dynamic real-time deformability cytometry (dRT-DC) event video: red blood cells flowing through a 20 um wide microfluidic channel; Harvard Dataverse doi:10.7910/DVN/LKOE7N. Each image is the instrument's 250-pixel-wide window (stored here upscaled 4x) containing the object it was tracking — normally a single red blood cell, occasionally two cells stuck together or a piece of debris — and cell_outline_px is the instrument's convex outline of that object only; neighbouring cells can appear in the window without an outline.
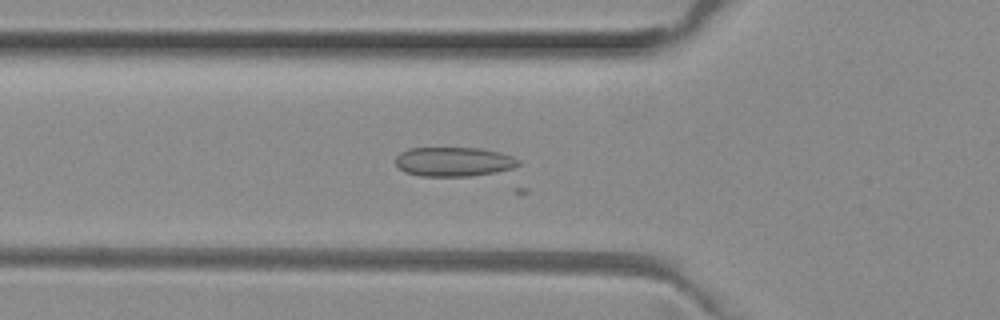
{"species": "common noctule bat (a hibernating species)", "species_latin": "Nyctalus noctula", "temperature_condition": "room temperature", "stored_images_in_passage": 30, "camera_frame_rate_fps": 3000, "um_per_image_px": 0.085, "animal": {"sex": "female", "body_mass_g": 29.2, "forearm_length_mm": 56.3}, "frame": {"image": 1, "passage_image": 18, "time_ms": 5.667, "image_size_px": [1000, 320], "cell_outline_px": [[520, 164], [512, 168], [496, 172], [468, 176], [420, 176], [404, 172], [396, 164], [396, 156], [400, 152], [408, 148], [480, 148], [500, 152], [512, 156], [520, 160]], "centroid_in_image_um": [38.56, 13.74], "position_along_channel_um": 87.2, "area_um2": 21.04}}
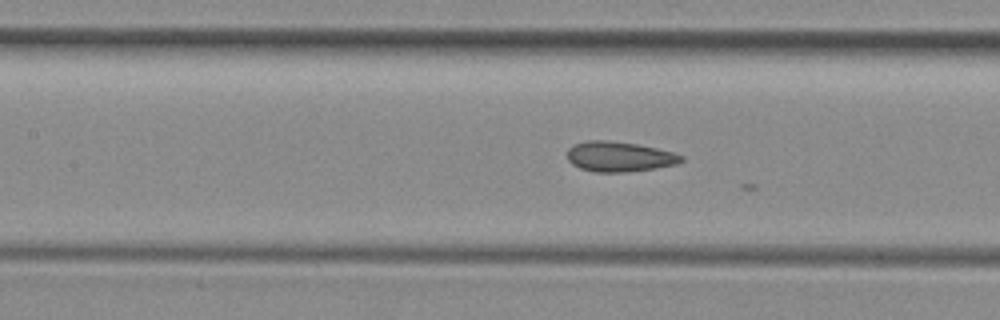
{"frame": {"image": 2, "passage_image": 23, "time_ms": 7.333, "image_size_px": [1000, 320], "cell_outline_px": [[684, 160], [676, 164], [656, 168], [624, 172], [596, 172], [580, 168], [572, 164], [568, 160], [568, 148], [576, 144], [588, 140], [604, 140], [636, 144], [656, 148], [672, 152], [684, 156]], "centroid_in_image_um": [52.64, 13.32], "position_along_channel_um": 154.8, "area_um2": 19.83}}
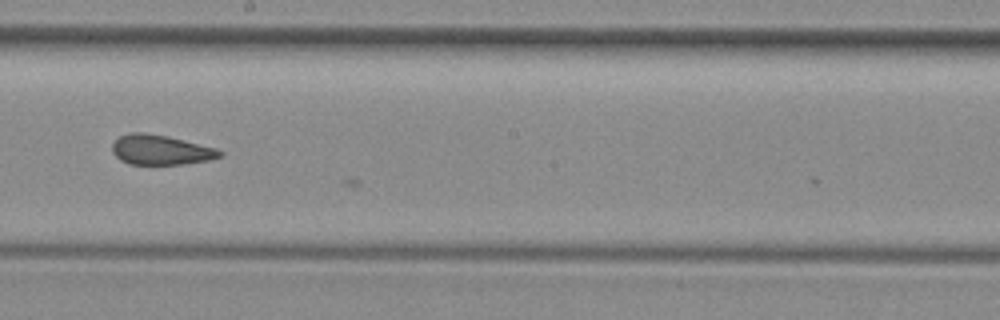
{"frame": {"image": 3, "passage_image": 29, "time_ms": 9.333, "image_size_px": [1000, 320], "cell_outline_px": [[224, 156], [208, 160], [184, 164], [128, 164], [120, 160], [112, 152], [112, 144], [120, 136], [128, 132], [144, 132], [168, 136], [216, 148], [224, 152]], "centroid_in_image_um": [13.66, 12.74], "position_along_channel_um": 234.5, "area_um2": 18.84}}